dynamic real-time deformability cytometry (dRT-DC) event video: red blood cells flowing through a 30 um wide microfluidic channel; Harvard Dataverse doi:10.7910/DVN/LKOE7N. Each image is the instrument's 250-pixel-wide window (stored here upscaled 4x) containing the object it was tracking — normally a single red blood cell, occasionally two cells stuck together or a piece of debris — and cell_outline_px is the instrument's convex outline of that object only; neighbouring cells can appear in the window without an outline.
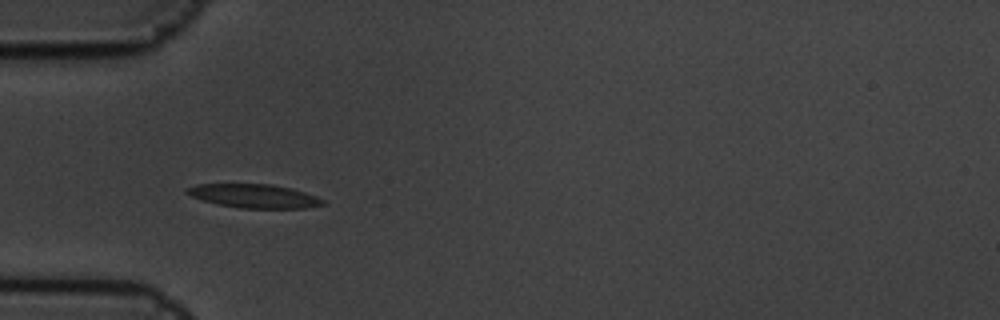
{"species": "common noctule bat (a hibernating species)", "species_latin": "Nyctalus noctula", "temperature_condition": "cold", "stored_images_in_passage": 6, "camera_frame_rate_fps": 3000, "um_per_image_px": 0.085, "animal": {"sex": "male", "body_mass_g": 19.5, "forearm_length_mm": 54.6}, "frame": {"image": 1, "passage_image": 4, "time_ms": 1.0, "image_size_px": [1000, 320], "cell_outline_px": [[324, 204], [304, 208], [240, 208], [216, 204], [192, 196], [184, 192], [188, 188], [196, 184], [272, 184], [292, 188], [316, 196], [324, 200]], "centroid_in_image_um": [21.6, 16.66], "position_along_channel_um": 63.4, "area_um2": 18.67}}
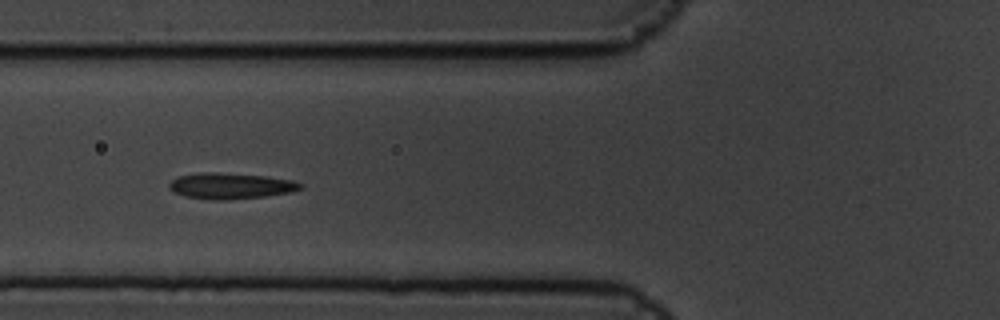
{"frame": {"image": 2, "passage_image": 5, "time_ms": 1.333, "image_size_px": [1000, 320], "cell_outline_px": [[304, 188], [292, 192], [264, 196], [224, 200], [212, 200], [184, 196], [168, 188], [168, 184], [172, 180], [180, 176], [204, 172], [216, 172], [264, 176], [292, 180], [304, 184]], "centroid_in_image_um": [19.63, 15.8], "position_along_channel_um": 106.2, "area_um2": 19.77}}
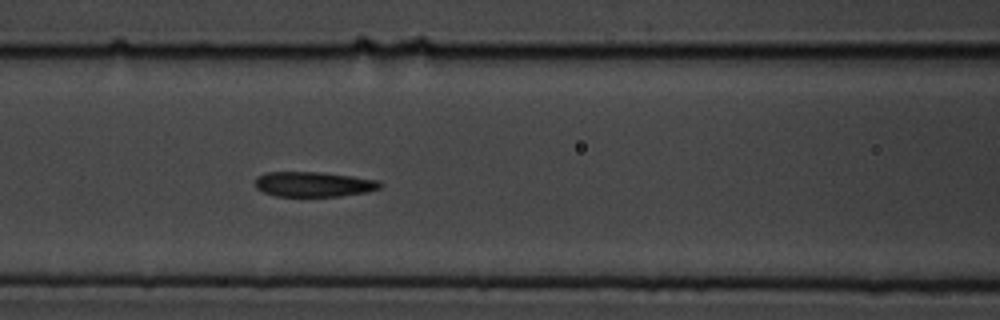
{"frame": {"image": 3, "passage_image": 6, "time_ms": 1.667, "image_size_px": [1000, 320], "cell_outline_px": [[384, 184], [380, 188], [368, 192], [340, 196], [276, 196], [264, 192], [256, 188], [256, 176], [264, 172], [320, 172], [352, 176], [380, 180]], "centroid_in_image_um": [26.69, 15.65], "position_along_channel_um": 139.9, "area_um2": 18.38}}